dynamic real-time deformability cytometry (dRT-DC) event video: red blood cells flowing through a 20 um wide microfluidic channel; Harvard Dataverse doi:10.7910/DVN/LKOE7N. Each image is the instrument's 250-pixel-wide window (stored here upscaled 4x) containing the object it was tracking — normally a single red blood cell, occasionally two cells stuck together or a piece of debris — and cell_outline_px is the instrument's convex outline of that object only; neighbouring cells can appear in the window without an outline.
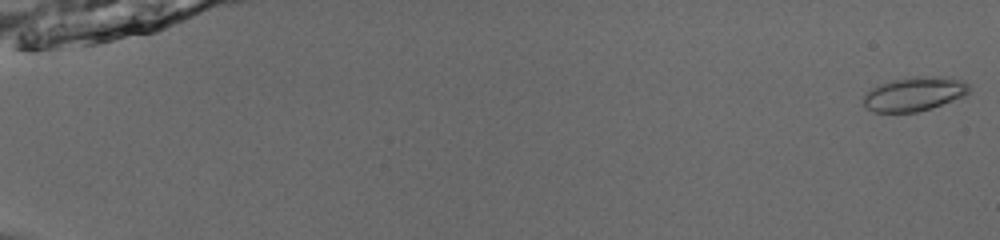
{"species": "common noctule bat (a hibernating species)", "species_latin": "Nyctalus noctula", "temperature_condition": "room temperature", "stored_images_in_passage": 54, "camera_frame_rate_fps": 3000, "um_per_image_px": 0.085, "animal": {"sex": "male", "body_mass_g": 13.0, "forearm_length_mm": 53.1}, "frame": {"image": 1, "passage_image": 1, "time_ms": 0.0, "image_size_px": [1000, 240], "cell_outline_px": [[968, 92], [964, 96], [932, 108], [916, 112], [872, 112], [864, 104], [864, 96], [872, 88], [892, 80], [956, 80], [968, 84]], "centroid_in_image_um": [77.63, 8.08], "position_along_channel_um": 7.4, "area_um2": 19.31}}
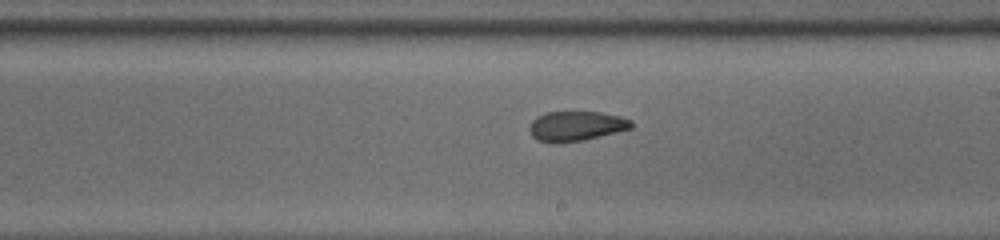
{"frame": {"image": 2, "passage_image": 34, "time_ms": 11.0, "image_size_px": [1000, 240], "cell_outline_px": [[632, 128], [584, 140], [552, 144], [536, 140], [532, 136], [528, 128], [532, 120], [536, 116], [544, 112], [600, 112], [620, 116], [632, 120]], "centroid_in_image_um": [48.92, 10.72], "position_along_channel_um": 240.1, "area_um2": 17.92}}
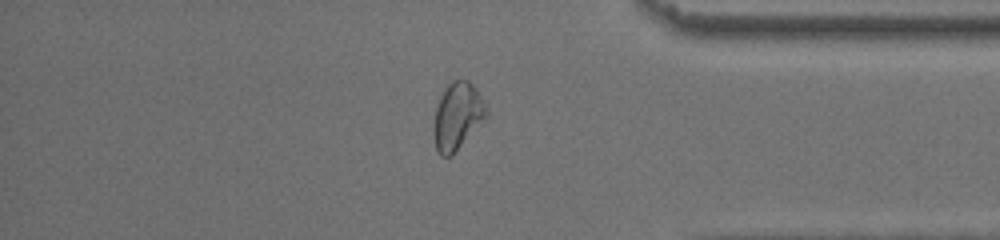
{"frame": {"image": 3, "passage_image": 47, "time_ms": 15.333, "image_size_px": [1000, 240], "cell_outline_px": [[488, 116], [452, 156], [440, 156], [436, 148], [432, 128], [436, 108], [440, 96], [444, 88], [452, 80], [468, 80], [476, 88], [484, 104]], "centroid_in_image_um": [38.85, 9.88], "position_along_channel_um": 396.3, "area_um2": 20.58}, "authors_computed_cell_mechanics": {"area_um2": 19.0162, "velocity_mm_per_s": 3.8808, "shape_relaxation_time_tau1_ms": null, "shape_relaxation_time_tau2_ms": 2.0394, "deformation_change_tau1": null, "deformation_change_tau2": 0.0775}}